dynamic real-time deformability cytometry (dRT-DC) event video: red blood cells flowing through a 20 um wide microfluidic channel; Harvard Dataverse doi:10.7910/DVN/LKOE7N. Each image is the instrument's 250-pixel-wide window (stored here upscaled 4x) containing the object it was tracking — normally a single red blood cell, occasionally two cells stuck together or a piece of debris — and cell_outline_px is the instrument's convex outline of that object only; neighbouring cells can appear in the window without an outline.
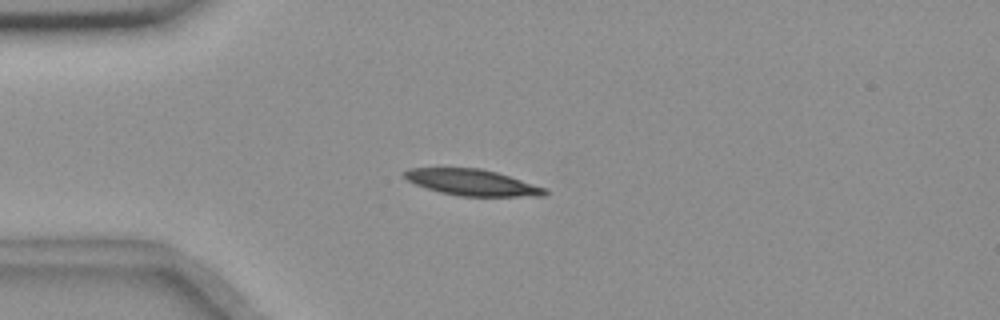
{"species": "common noctule bat (a hibernating species)", "species_latin": "Nyctalus noctula", "temperature_condition": "room temperature", "stored_images_in_passage": 55, "camera_frame_rate_fps": 3000, "um_per_image_px": 0.085, "animal": {"sex": "female", "body_mass_g": 18.4}, "frame": {"image": 1, "passage_image": 14, "time_ms": 4.333, "image_size_px": [1000, 320], "cell_outline_px": [[548, 192], [544, 196], [460, 196], [440, 192], [416, 184], [408, 180], [404, 176], [404, 172], [408, 168], [480, 168], [496, 172], [548, 188]], "centroid_in_image_um": [40.18, 15.51], "position_along_channel_um": 44.8, "area_um2": 21.27}}
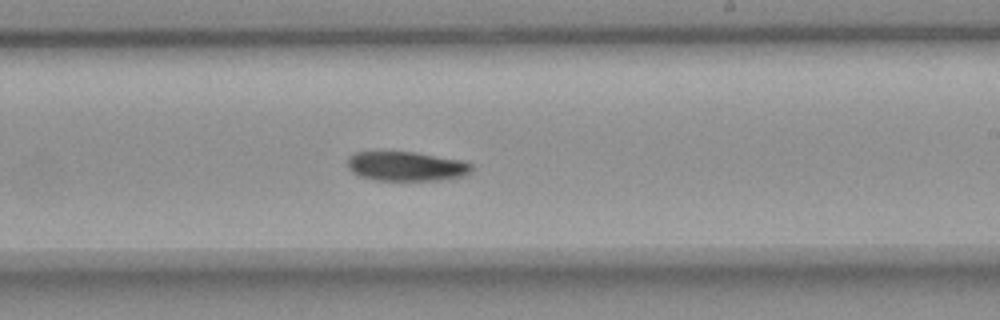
{"frame": {"image": 2, "passage_image": 33, "time_ms": 10.667, "image_size_px": [1000, 320], "cell_outline_px": [[472, 172], [464, 176], [440, 180], [376, 180], [360, 176], [352, 172], [348, 168], [348, 156], [356, 152], [416, 152], [464, 160], [472, 164]], "centroid_in_image_um": [34.58, 14.13], "position_along_channel_um": 254.4, "area_um2": 21.44}}
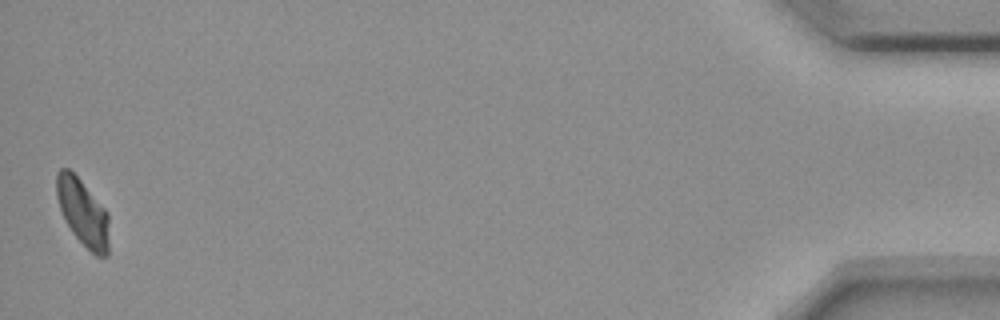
{"frame": {"image": 3, "passage_image": 55, "time_ms": 18.0, "image_size_px": [1000, 320], "cell_outline_px": [[108, 256], [96, 256], [72, 232], [60, 208], [56, 196], [56, 172], [60, 168], [68, 168], [80, 180], [108, 212]], "centroid_in_image_um": [7.03, 18.04], "position_along_channel_um": 428.2, "area_um2": 20.06}, "authors_computed_cell_mechanics": {"area_um2": 21.6172, "velocity_mm_per_s": 3.6262, "shape_relaxation_time_tau1_ms": 5.6892, "shape_relaxation_time_tau2_ms": null, "deformation_change_tau1": 0.1208, "deformation_change_tau2": null}}